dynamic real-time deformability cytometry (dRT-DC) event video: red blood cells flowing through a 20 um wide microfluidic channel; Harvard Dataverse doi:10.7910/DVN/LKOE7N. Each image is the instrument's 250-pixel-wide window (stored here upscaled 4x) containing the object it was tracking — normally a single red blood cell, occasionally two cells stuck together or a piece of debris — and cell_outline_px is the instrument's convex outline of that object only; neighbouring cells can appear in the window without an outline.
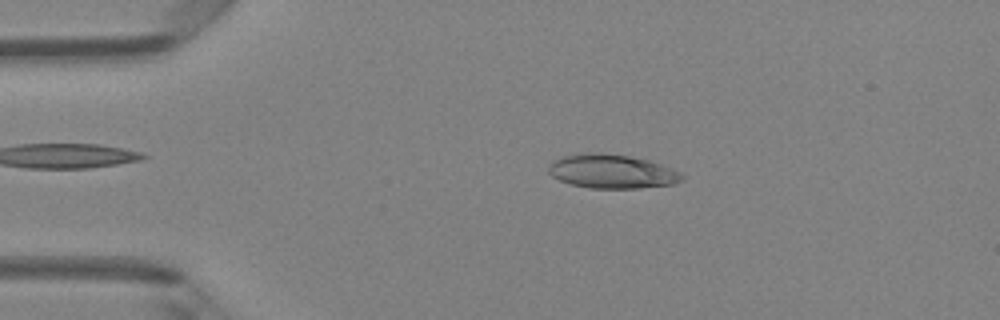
{"species": "Egyptian fruit bat (a non-hibernating species)", "species_latin": "Rousettus aegyptiacus", "temperature_condition": "room temperature", "stored_images_in_passage": 43, "camera_frame_rate_fps": 3000, "um_per_image_px": 0.085, "animal": {"sex": "female"}, "frame": {"image": 1, "passage_image": 4, "time_ms": 1.0, "image_size_px": [1000, 320], "cell_outline_px": [[684, 176], [680, 180], [672, 184], [640, 188], [588, 188], [572, 184], [560, 180], [552, 176], [548, 172], [548, 168], [556, 160], [564, 156], [584, 152], [600, 152], [628, 156], [648, 160], [672, 168], [680, 172]], "centroid_in_image_um": [52.01, 14.57], "position_along_channel_um": 33.0, "area_um2": 26.18}}
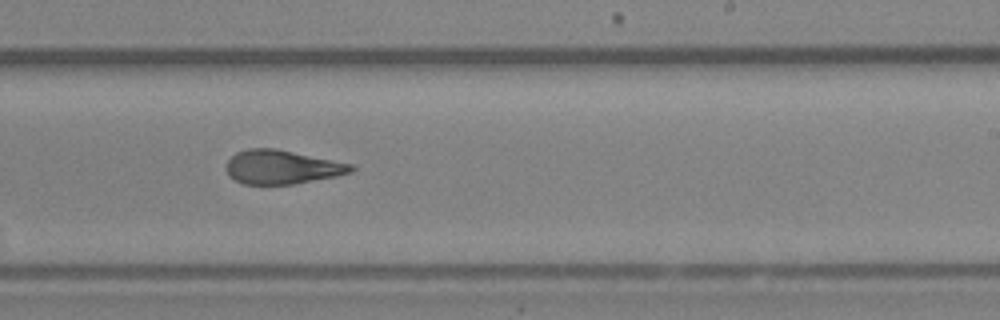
{"frame": {"image": 2, "passage_image": 24, "time_ms": 7.667, "image_size_px": [1000, 320], "cell_outline_px": [[356, 168], [352, 172], [336, 176], [292, 184], [244, 184], [228, 176], [228, 160], [236, 152], [248, 148], [276, 148], [352, 164]], "centroid_in_image_um": [23.97, 14.19], "position_along_channel_um": 265.0, "area_um2": 24.45}}
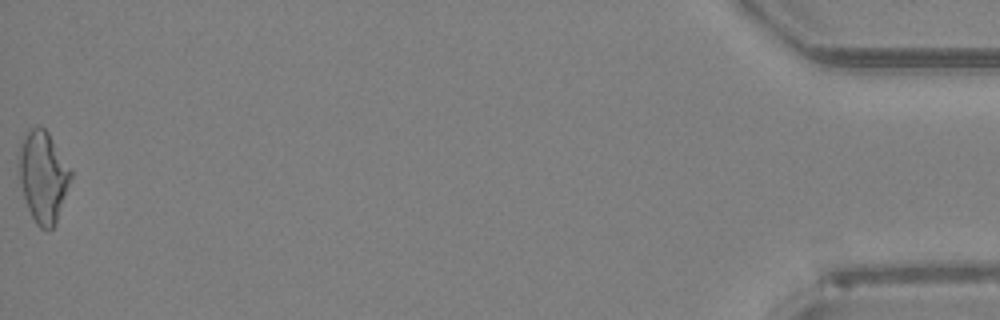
{"frame": {"image": 3, "passage_image": 43, "time_ms": 14.0, "image_size_px": [1000, 320], "cell_outline_px": [[72, 176], [56, 224], [52, 228], [40, 228], [36, 224], [28, 208], [16, 176], [16, 160], [20, 144], [28, 128], [36, 124], [40, 124], [48, 132], [72, 172]], "centroid_in_image_um": [3.6, 14.96], "position_along_channel_um": 431.6, "area_um2": 28.21}, "authors_computed_cell_mechanics": {"area_um2": 25.4898, "velocity_mm_per_s": 4.1749, "shape_relaxation_time_tau1_ms": 5.5124, "shape_relaxation_time_tau2_ms": 1.28, "deformation_change_tau1": 0.1957, "deformation_change_tau2": 0.0965}}